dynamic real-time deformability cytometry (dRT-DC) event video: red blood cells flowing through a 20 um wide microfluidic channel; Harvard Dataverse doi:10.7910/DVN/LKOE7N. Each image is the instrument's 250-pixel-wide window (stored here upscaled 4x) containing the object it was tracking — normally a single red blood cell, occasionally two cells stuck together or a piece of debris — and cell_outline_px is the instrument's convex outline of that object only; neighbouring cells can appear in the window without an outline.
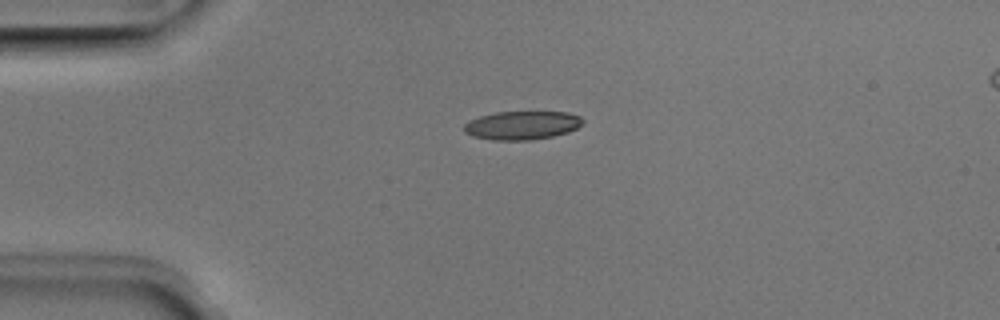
{"species": "Egyptian fruit bat (a non-hibernating species)", "species_latin": "Rousettus aegyptiacus", "temperature_condition": "room temperature", "stored_images_in_passage": 40, "camera_frame_rate_fps": 3000, "um_per_image_px": 0.085, "animal": {"sex": "male"}, "frame": {"image": 1, "passage_image": 1, "time_ms": 0.0, "image_size_px": [1000, 320], "cell_outline_px": [[584, 124], [568, 132], [552, 136], [532, 140], [492, 140], [472, 136], [464, 132], [464, 124], [468, 120], [480, 116], [496, 112], [568, 112], [580, 116], [584, 120]], "centroid_in_image_um": [44.37, 10.65], "position_along_channel_um": 40.6, "area_um2": 19.88}}
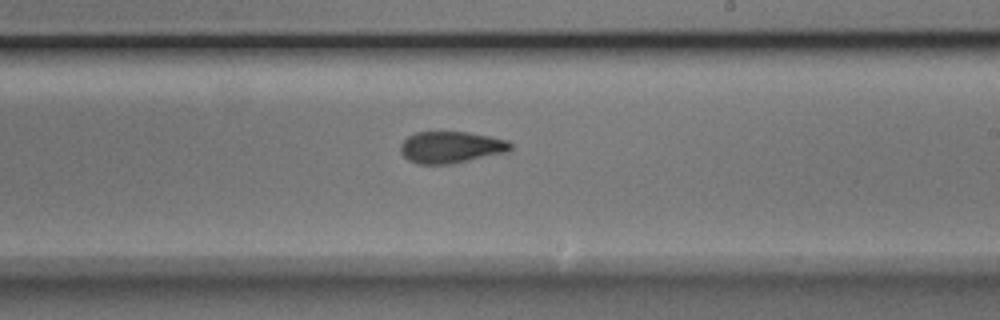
{"frame": {"image": 2, "passage_image": 19, "time_ms": 6.0, "image_size_px": [1000, 320], "cell_outline_px": [[512, 148], [508, 152], [448, 164], [420, 164], [408, 160], [400, 152], [400, 144], [408, 136], [416, 132], [468, 132], [508, 140], [512, 144]], "centroid_in_image_um": [38.32, 12.51], "position_along_channel_um": 250.7, "area_um2": 20.23}}
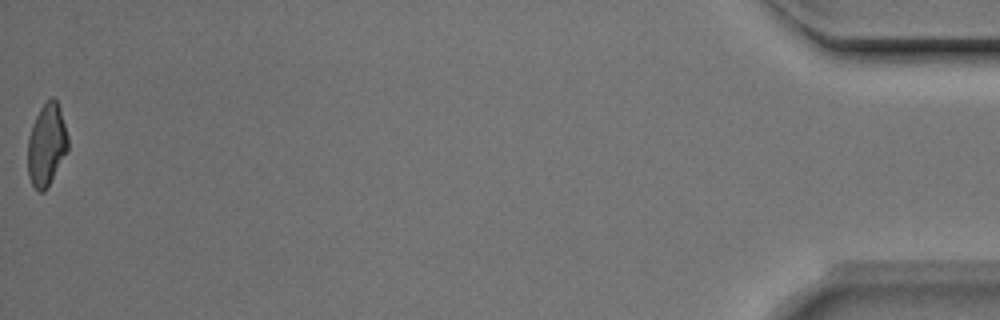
{"frame": {"image": 3, "passage_image": 40, "time_ms": 13.0, "image_size_px": [1000, 320], "cell_outline_px": [[68, 152], [44, 192], [40, 192], [32, 184], [28, 176], [28, 136], [32, 124], [40, 108], [52, 96], [56, 100], [60, 108], [68, 136]], "centroid_in_image_um": [3.97, 12.31], "position_along_channel_um": 431.2, "area_um2": 19.25}, "authors_computed_cell_mechanics": {"area_um2": 20.3745, "velocity_mm_per_s": 3.9735, "shape_relaxation_time_tau1_ms": 4.0171, "shape_relaxation_time_tau2_ms": 3.1856, "deformation_change_tau1": 0.1297, "deformation_change_tau2": 0.1101}}